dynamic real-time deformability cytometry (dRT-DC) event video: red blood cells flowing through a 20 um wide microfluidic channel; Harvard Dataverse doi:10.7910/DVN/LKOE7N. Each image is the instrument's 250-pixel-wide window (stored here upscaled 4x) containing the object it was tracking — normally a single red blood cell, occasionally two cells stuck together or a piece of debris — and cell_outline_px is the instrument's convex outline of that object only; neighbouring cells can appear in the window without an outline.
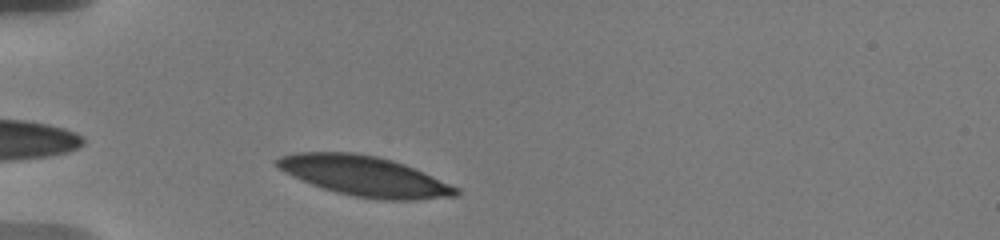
{"species": "human", "species_latin": "Homo sapiens", "temperature_condition": "warm", "stored_images_in_passage": 4, "camera_frame_rate_fps": 3000, "um_per_image_px": 0.085, "donor": {"sex": "male"}, "frame": {"image": 1, "passage_image": 2, "time_ms": 0.667, "image_size_px": [1000, 240], "cell_outline_px": [[460, 196], [420, 200], [376, 200], [336, 192], [300, 180], [284, 172], [272, 164], [272, 160], [280, 156], [296, 152], [352, 152], [376, 156], [392, 160], [404, 164], [424, 172], [460, 188]], "centroid_in_image_um": [30.98, 14.97], "position_along_channel_um": 54.0, "area_um2": 42.19}}